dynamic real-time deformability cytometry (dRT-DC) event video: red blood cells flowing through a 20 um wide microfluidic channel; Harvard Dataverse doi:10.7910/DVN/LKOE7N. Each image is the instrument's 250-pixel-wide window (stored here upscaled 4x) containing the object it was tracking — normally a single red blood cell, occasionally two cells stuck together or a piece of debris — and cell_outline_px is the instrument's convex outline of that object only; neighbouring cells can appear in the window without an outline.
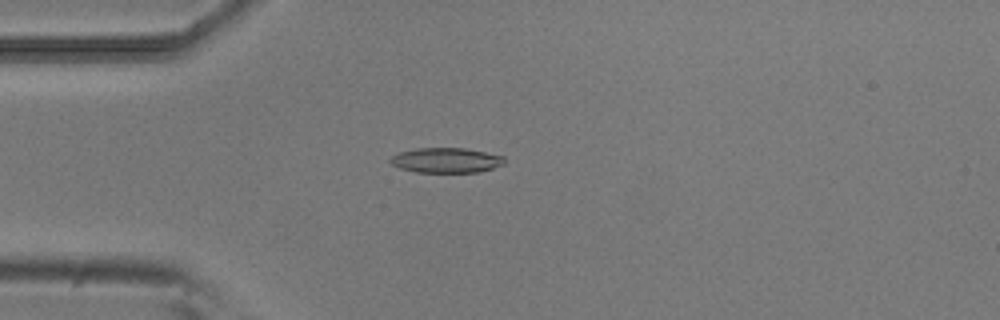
{"species": "common noctule bat (a hibernating species)", "species_latin": "Nyctalus noctula", "temperature_condition": "room temperature", "stored_images_in_passage": 40, "camera_frame_rate_fps": 3000, "um_per_image_px": 0.085, "animal": {"sex": "male", "body_mass_g": 20.5, "forearm_length_mm": 52.5}, "frame": {"image": 1, "passage_image": 1, "time_ms": 0.0, "image_size_px": [1000, 320], "cell_outline_px": [[504, 164], [480, 172], [416, 172], [400, 168], [392, 164], [388, 160], [392, 156], [400, 152], [416, 148], [464, 148], [504, 156]], "centroid_in_image_um": [37.91, 13.62], "position_along_channel_um": 47.1, "area_um2": 16.53}}
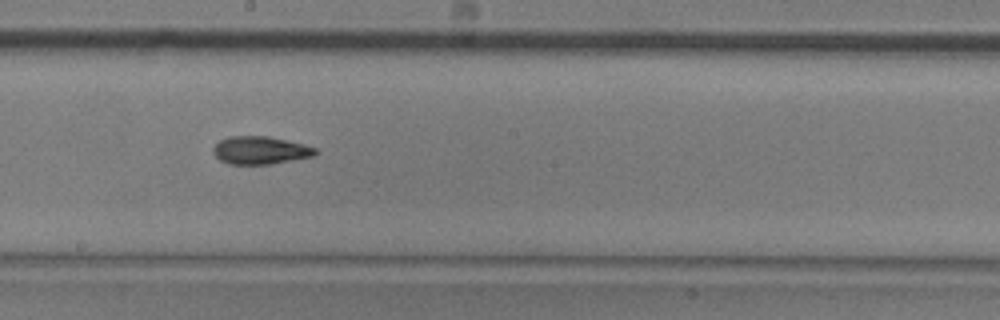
{"frame": {"image": 2, "passage_image": 16, "time_ms": 5.0, "image_size_px": [1000, 320], "cell_outline_px": [[316, 156], [272, 164], [228, 164], [220, 160], [212, 152], [212, 148], [220, 140], [228, 136], [268, 136], [304, 144], [316, 148]], "centroid_in_image_um": [22.12, 12.78], "position_along_channel_um": 226.1, "area_um2": 16.7}}
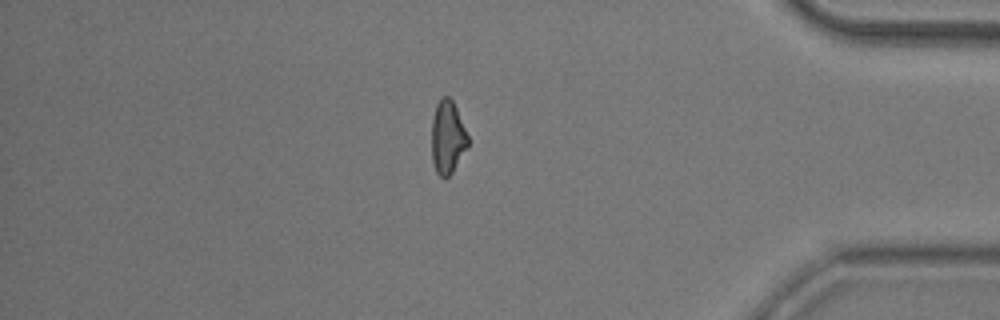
{"frame": {"image": 3, "passage_image": 32, "time_ms": 10.333, "image_size_px": [1000, 320], "cell_outline_px": [[468, 148], [452, 172], [444, 180], [436, 172], [432, 160], [432, 120], [436, 104], [444, 96], [448, 96], [452, 100], [456, 108], [468, 136]], "centroid_in_image_um": [38.04, 11.7], "position_along_channel_um": 397.2, "area_um2": 15.43}, "authors_computed_cell_mechanics": {"area_um2": 16.3863, "velocity_mm_per_s": 3.8354, "shape_relaxation_time_tau1_ms": 4.9611, "shape_relaxation_time_tau2_ms": 4.2486, "deformation_change_tau1": 0.1594, "deformation_change_tau2": 0.1201}}